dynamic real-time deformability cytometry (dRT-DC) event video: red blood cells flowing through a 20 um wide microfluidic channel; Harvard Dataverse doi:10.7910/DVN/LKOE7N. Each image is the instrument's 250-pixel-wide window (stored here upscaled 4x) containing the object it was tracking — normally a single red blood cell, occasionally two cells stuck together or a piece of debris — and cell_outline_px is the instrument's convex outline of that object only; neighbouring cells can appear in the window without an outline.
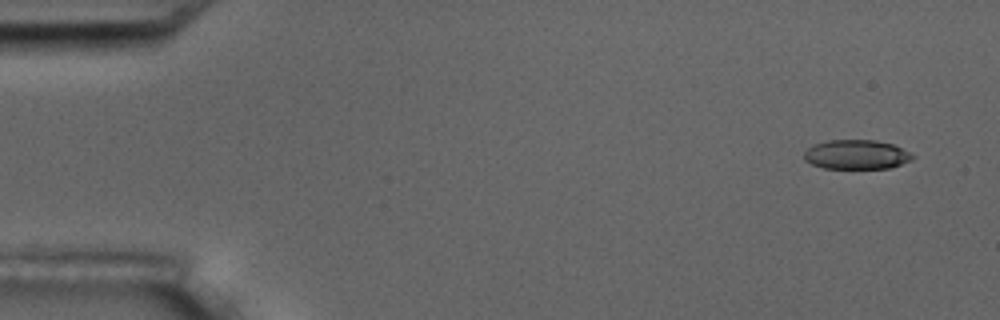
{"species": "common noctule bat (a hibernating species)", "species_latin": "Nyctalus noctula", "temperature_condition": "room temperature", "stored_images_in_passage": 6, "camera_frame_rate_fps": 3000, "um_per_image_px": 0.085, "animal": {"sex": "male", "body_mass_g": 17.5, "forearm_length_mm": 52.3}, "frame": {"image": 1, "passage_image": 1, "time_ms": 0.0, "image_size_px": [1000, 320], "cell_outline_px": [[916, 156], [912, 160], [888, 168], [824, 168], [812, 164], [804, 160], [804, 152], [808, 148], [816, 144], [828, 140], [876, 140], [892, 144]], "centroid_in_image_um": [72.79, 13.13], "position_along_channel_um": 12.2, "area_um2": 18.38}}
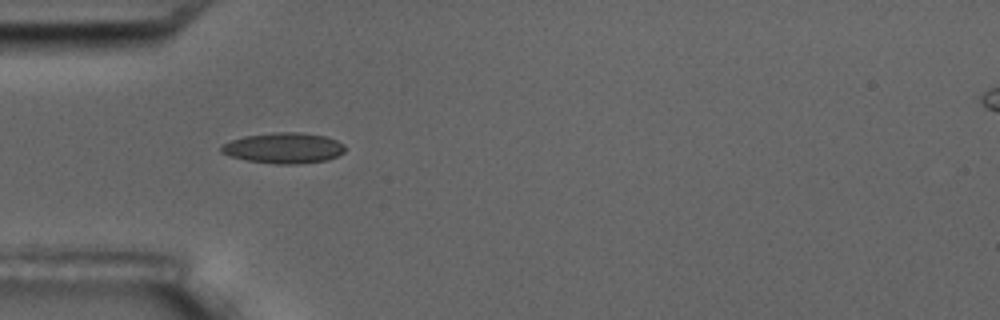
{"frame": {"image": 2, "passage_image": 5, "time_ms": 4.667, "image_size_px": [1000, 320], "cell_outline_px": [[344, 152], [328, 160], [296, 164], [276, 164], [248, 160], [232, 156], [220, 152], [220, 144], [244, 136], [272, 132], [300, 132], [324, 136], [336, 140], [344, 144]], "centroid_in_image_um": [24.1, 12.57], "position_along_channel_um": 60.9, "area_um2": 22.08}}